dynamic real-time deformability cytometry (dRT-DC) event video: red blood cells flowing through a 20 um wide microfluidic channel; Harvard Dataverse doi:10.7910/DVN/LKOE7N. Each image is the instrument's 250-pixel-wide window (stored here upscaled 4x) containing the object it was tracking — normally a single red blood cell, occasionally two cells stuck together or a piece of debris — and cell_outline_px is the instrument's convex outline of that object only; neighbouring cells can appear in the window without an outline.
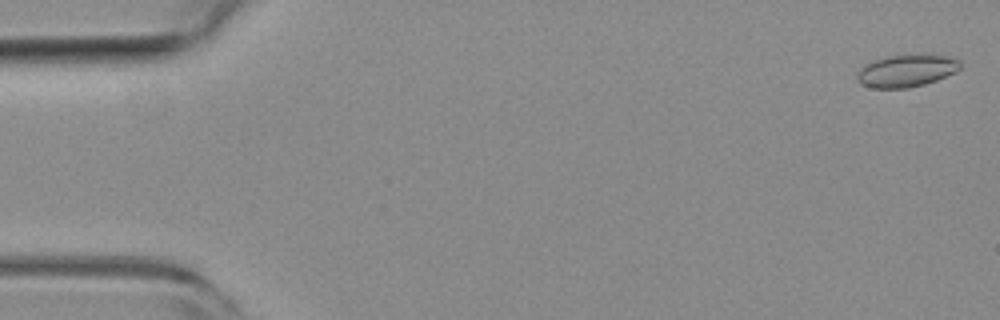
{"species": "common noctule bat (a hibernating species)", "species_latin": "Nyctalus noctula", "temperature_condition": "room temperature", "stored_images_in_passage": 12, "camera_frame_rate_fps": 3000, "um_per_image_px": 0.085, "animal": {"sex": "female", "body_mass_g": 19.3, "forearm_length_mm": 54.1}, "frame": {"image": 1, "passage_image": 2, "time_ms": 0.333, "image_size_px": [1000, 320], "cell_outline_px": [[960, 68], [956, 72], [936, 80], [924, 84], [908, 88], [872, 88], [860, 84], [856, 80], [856, 76], [860, 68], [864, 64], [888, 56], [916, 52], [932, 52], [960, 60]], "centroid_in_image_um": [77.07, 5.97], "position_along_channel_um": 7.9, "area_um2": 20.11}}